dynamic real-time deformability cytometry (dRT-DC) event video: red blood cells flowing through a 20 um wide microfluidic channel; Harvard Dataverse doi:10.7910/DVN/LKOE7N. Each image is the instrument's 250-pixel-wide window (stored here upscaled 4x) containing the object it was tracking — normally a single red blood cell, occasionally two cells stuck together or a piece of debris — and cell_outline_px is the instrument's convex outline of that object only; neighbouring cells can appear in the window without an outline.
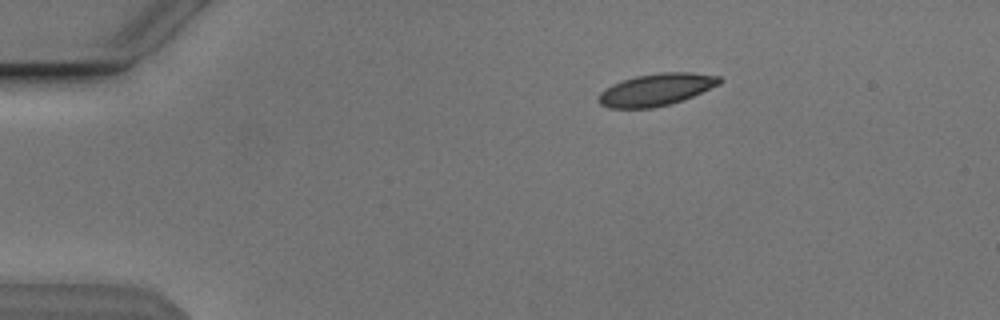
{"species": "Egyptian fruit bat (a non-hibernating species)", "species_latin": "Rousettus aegyptiacus", "temperature_condition": "cold", "stored_images_in_passage": 45, "camera_frame_rate_fps": 3000, "um_per_image_px": 0.085, "animal": {"sex": "male"}, "frame": {"image": 1, "passage_image": 1, "time_ms": 0.0, "image_size_px": [1000, 320], "cell_outline_px": [[724, 80], [720, 84], [692, 96], [668, 104], [652, 108], [608, 108], [600, 104], [596, 100], [600, 92], [604, 88], [612, 84], [636, 76], [660, 72], [692, 72], [720, 76]], "centroid_in_image_um": [55.76, 7.61], "position_along_channel_um": 29.2, "area_um2": 22.66}}
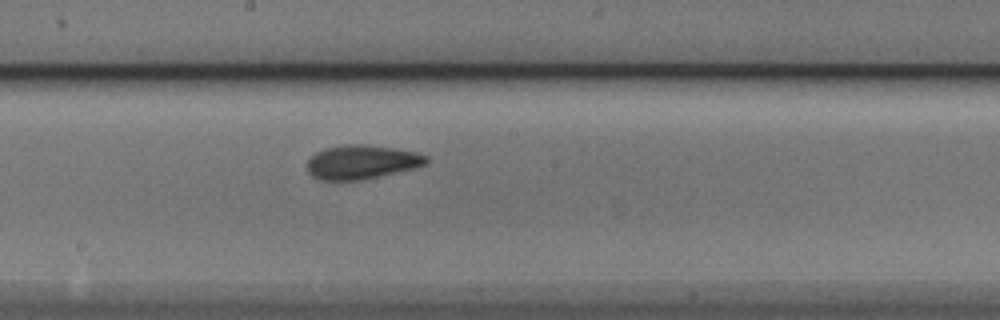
{"frame": {"image": 2, "passage_image": 21, "time_ms": 6.667, "image_size_px": [1000, 320], "cell_outline_px": [[428, 164], [416, 168], [356, 180], [320, 180], [312, 176], [308, 172], [308, 160], [316, 152], [324, 148], [344, 144], [368, 144], [416, 152], [428, 156]], "centroid_in_image_um": [30.75, 13.76], "position_along_channel_um": 217.5, "area_um2": 23.52}}
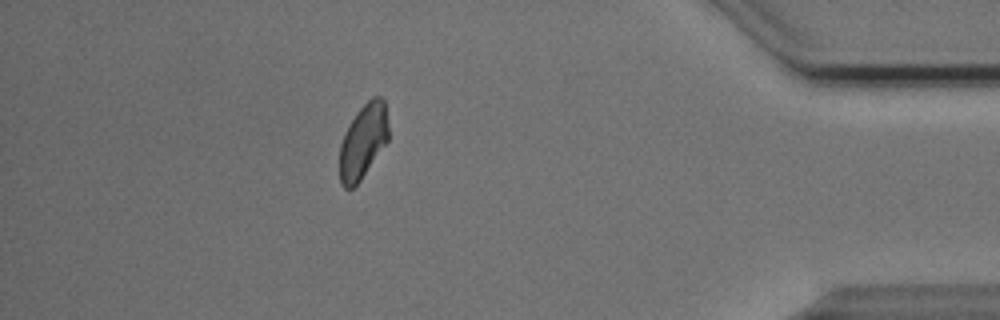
{"frame": {"image": 3, "passage_image": 39, "time_ms": 12.667, "image_size_px": [1000, 320], "cell_outline_px": [[388, 140], [360, 180], [352, 188], [344, 188], [340, 184], [340, 144], [344, 132], [356, 112], [372, 96], [380, 96], [384, 100], [388, 120]], "centroid_in_image_um": [30.86, 11.98], "position_along_channel_um": 404.3, "area_um2": 21.1}, "authors_computed_cell_mechanics": {"area_um2": 22.6576, "velocity_mm_per_s": 3.8276, "shape_relaxation_time_tau1_ms": 3.9401, "shape_relaxation_time_tau2_ms": 3.8371, "deformation_change_tau1": 0.1294, "deformation_change_tau2": 0.0483}}